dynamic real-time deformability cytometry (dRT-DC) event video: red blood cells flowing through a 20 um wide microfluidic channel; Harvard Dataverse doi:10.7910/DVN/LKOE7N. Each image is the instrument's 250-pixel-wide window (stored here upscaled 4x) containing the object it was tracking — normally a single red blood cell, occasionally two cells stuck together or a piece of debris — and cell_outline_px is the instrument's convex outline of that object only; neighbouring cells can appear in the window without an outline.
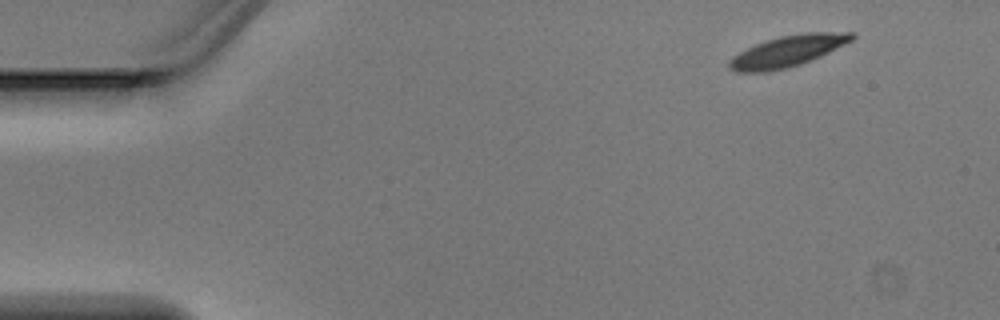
{"species": "Egyptian fruit bat (a non-hibernating species)", "species_latin": "Rousettus aegyptiacus", "temperature_condition": "warm", "stored_images_in_passage": 3, "camera_frame_rate_fps": 3000, "um_per_image_px": 0.085, "animal": {"sex": "male"}, "frame": {"image": 1, "passage_image": 1, "time_ms": 0.0, "image_size_px": [1000, 320], "cell_outline_px": [[856, 36], [852, 40], [820, 56], [800, 64], [768, 72], [736, 72], [728, 68], [728, 60], [732, 56], [764, 40], [780, 36], [804, 32], [852, 32]], "centroid_in_image_um": [66.91, 4.34], "position_along_channel_um": 18.1, "area_um2": 22.14}}
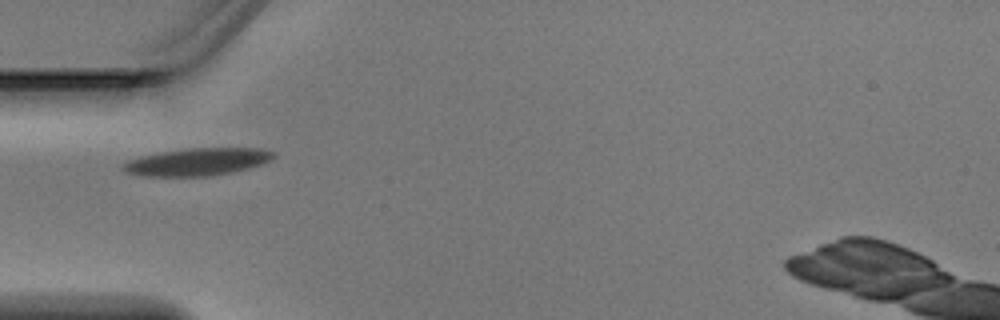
{"frame": {"image": 2, "passage_image": 3, "time_ms": 0.667, "image_size_px": [1000, 320], "cell_outline_px": [[276, 156], [260, 164], [248, 168], [232, 172], [212, 176], [140, 176], [124, 172], [120, 168], [120, 164], [128, 160], [140, 156], [160, 152], [188, 148], [264, 148], [276, 152]], "centroid_in_image_um": [16.72, 13.75], "position_along_channel_um": 68.3, "area_um2": 24.33}}